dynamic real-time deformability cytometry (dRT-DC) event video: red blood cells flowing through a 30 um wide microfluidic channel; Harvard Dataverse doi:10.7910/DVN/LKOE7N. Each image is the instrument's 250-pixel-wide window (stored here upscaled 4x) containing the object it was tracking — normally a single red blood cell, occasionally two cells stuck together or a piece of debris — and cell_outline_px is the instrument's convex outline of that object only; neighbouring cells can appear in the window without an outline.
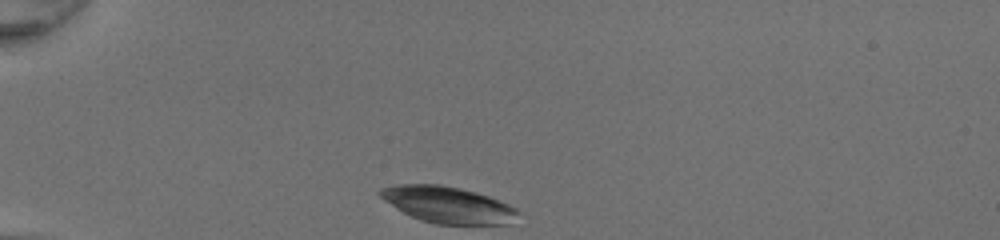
{"species": "common noctule bat (a hibernating species)", "species_latin": "Nyctalus noctula", "temperature_condition": "room temperature", "stored_images_in_passage": 31, "camera_frame_rate_fps": 3000, "um_per_image_px": 0.085, "animal": {"sex": "female", "body_mass_g": 20.0, "forearm_length_mm": 54.0}, "frame": {"image": 1, "passage_image": 1, "time_ms": 0.0, "image_size_px": [1000, 240], "cell_outline_px": [[524, 212], [512, 224], [436, 224], [420, 220], [396, 208], [384, 200], [376, 192], [380, 188], [396, 184], [440, 184], [460, 188], [476, 192], [488, 196], [508, 204]], "centroid_in_image_um": [38.11, 17.4], "position_along_channel_um": 46.9, "area_um2": 29.59}}
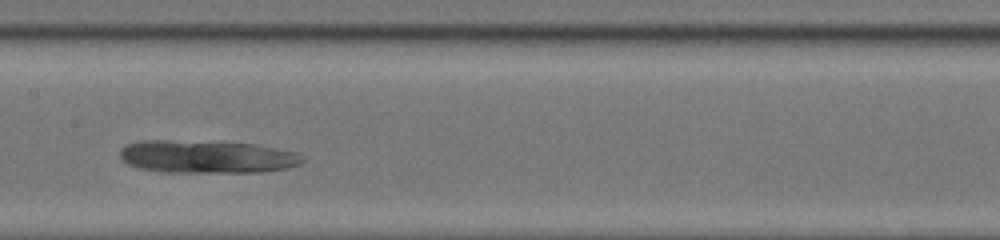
{"frame": {"image": 2, "passage_image": 14, "time_ms": 4.333, "image_size_px": [1000, 240], "cell_outline_px": [[308, 160], [300, 164], [288, 168], [264, 172], [164, 172], [136, 168], [120, 160], [120, 148], [124, 144], [144, 140], [164, 140], [256, 144], [300, 152]], "centroid_in_image_um": [17.62, 13.33], "position_along_channel_um": 189.8, "area_um2": 35.43}}
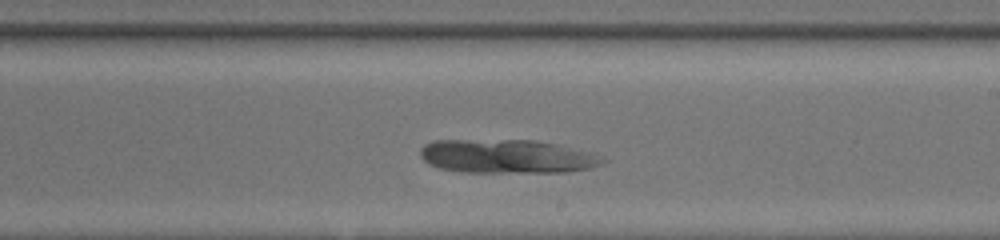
{"frame": {"image": 3, "passage_image": 18, "time_ms": 5.667, "image_size_px": [1000, 240], "cell_outline_px": [[608, 160], [600, 164], [588, 168], [568, 172], [460, 172], [440, 168], [428, 164], [420, 156], [420, 148], [424, 144], [432, 140], [536, 140], [596, 152]], "centroid_in_image_um": [43.11, 13.29], "position_along_channel_um": 245.9, "area_um2": 36.3}}